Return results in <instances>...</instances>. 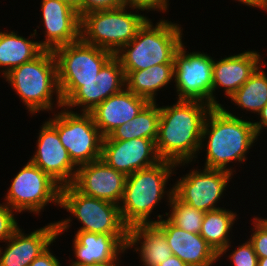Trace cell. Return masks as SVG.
Listing matches in <instances>:
<instances>
[{
  "label": "cell",
  "instance_id": "obj_27",
  "mask_svg": "<svg viewBox=\"0 0 267 266\" xmlns=\"http://www.w3.org/2000/svg\"><path fill=\"white\" fill-rule=\"evenodd\" d=\"M265 66V67H264ZM267 61L263 62L250 78L229 98L235 109L246 114H257L267 104ZM266 68V69H265ZM249 112V113H248Z\"/></svg>",
  "mask_w": 267,
  "mask_h": 266
},
{
  "label": "cell",
  "instance_id": "obj_15",
  "mask_svg": "<svg viewBox=\"0 0 267 266\" xmlns=\"http://www.w3.org/2000/svg\"><path fill=\"white\" fill-rule=\"evenodd\" d=\"M263 55L254 50H245L215 58L212 71V107H221V91L225 99L229 98L250 78L255 70L265 62ZM221 89V90H219ZM223 89V90H222ZM218 90V91H217ZM218 92V93H217Z\"/></svg>",
  "mask_w": 267,
  "mask_h": 266
},
{
  "label": "cell",
  "instance_id": "obj_30",
  "mask_svg": "<svg viewBox=\"0 0 267 266\" xmlns=\"http://www.w3.org/2000/svg\"><path fill=\"white\" fill-rule=\"evenodd\" d=\"M234 241L232 240L219 254L218 261L221 262L224 257L227 261L229 260L231 263L230 266H257L258 265V256L256 255L252 244L248 239L243 240L239 243L236 242V245L232 244ZM233 247V249H232ZM235 247V248H234ZM231 253H230V251ZM222 257V258H221Z\"/></svg>",
  "mask_w": 267,
  "mask_h": 266
},
{
  "label": "cell",
  "instance_id": "obj_29",
  "mask_svg": "<svg viewBox=\"0 0 267 266\" xmlns=\"http://www.w3.org/2000/svg\"><path fill=\"white\" fill-rule=\"evenodd\" d=\"M166 218L177 227L194 234H199L205 212L195 209L180 201L174 194L171 197Z\"/></svg>",
  "mask_w": 267,
  "mask_h": 266
},
{
  "label": "cell",
  "instance_id": "obj_10",
  "mask_svg": "<svg viewBox=\"0 0 267 266\" xmlns=\"http://www.w3.org/2000/svg\"><path fill=\"white\" fill-rule=\"evenodd\" d=\"M58 86L65 109L89 113L125 88V74L120 60L113 55L90 81H58Z\"/></svg>",
  "mask_w": 267,
  "mask_h": 266
},
{
  "label": "cell",
  "instance_id": "obj_38",
  "mask_svg": "<svg viewBox=\"0 0 267 266\" xmlns=\"http://www.w3.org/2000/svg\"><path fill=\"white\" fill-rule=\"evenodd\" d=\"M129 250L126 248L123 253H121L117 258L112 259L108 262H100V263H94L91 265H86V266H126L123 261L122 257L125 258V255L128 254ZM126 253V254H125ZM123 254V255H122ZM122 259V260H121ZM124 263V264H123Z\"/></svg>",
  "mask_w": 267,
  "mask_h": 266
},
{
  "label": "cell",
  "instance_id": "obj_12",
  "mask_svg": "<svg viewBox=\"0 0 267 266\" xmlns=\"http://www.w3.org/2000/svg\"><path fill=\"white\" fill-rule=\"evenodd\" d=\"M186 44L183 42L174 54V99L197 100L212 106L214 56L203 50L188 52Z\"/></svg>",
  "mask_w": 267,
  "mask_h": 266
},
{
  "label": "cell",
  "instance_id": "obj_21",
  "mask_svg": "<svg viewBox=\"0 0 267 266\" xmlns=\"http://www.w3.org/2000/svg\"><path fill=\"white\" fill-rule=\"evenodd\" d=\"M165 235L172 254L188 266H215L218 254L200 234L187 232L166 217L154 223Z\"/></svg>",
  "mask_w": 267,
  "mask_h": 266
},
{
  "label": "cell",
  "instance_id": "obj_41",
  "mask_svg": "<svg viewBox=\"0 0 267 266\" xmlns=\"http://www.w3.org/2000/svg\"><path fill=\"white\" fill-rule=\"evenodd\" d=\"M257 266H267V257L258 258V265Z\"/></svg>",
  "mask_w": 267,
  "mask_h": 266
},
{
  "label": "cell",
  "instance_id": "obj_23",
  "mask_svg": "<svg viewBox=\"0 0 267 266\" xmlns=\"http://www.w3.org/2000/svg\"><path fill=\"white\" fill-rule=\"evenodd\" d=\"M127 249L138 254L139 266H158L173 255L164 233L154 223L129 227Z\"/></svg>",
  "mask_w": 267,
  "mask_h": 266
},
{
  "label": "cell",
  "instance_id": "obj_5",
  "mask_svg": "<svg viewBox=\"0 0 267 266\" xmlns=\"http://www.w3.org/2000/svg\"><path fill=\"white\" fill-rule=\"evenodd\" d=\"M149 18L138 30L136 37L124 45L115 56L123 71L144 70L163 63H174V54L184 42L181 24L169 19Z\"/></svg>",
  "mask_w": 267,
  "mask_h": 266
},
{
  "label": "cell",
  "instance_id": "obj_17",
  "mask_svg": "<svg viewBox=\"0 0 267 266\" xmlns=\"http://www.w3.org/2000/svg\"><path fill=\"white\" fill-rule=\"evenodd\" d=\"M101 159L126 176L161 161L155 141L146 138L103 140Z\"/></svg>",
  "mask_w": 267,
  "mask_h": 266
},
{
  "label": "cell",
  "instance_id": "obj_2",
  "mask_svg": "<svg viewBox=\"0 0 267 266\" xmlns=\"http://www.w3.org/2000/svg\"><path fill=\"white\" fill-rule=\"evenodd\" d=\"M211 108L197 100H176L170 105H160L155 145L161 160L175 163L176 170L182 167L184 172L189 165L199 163L202 129Z\"/></svg>",
  "mask_w": 267,
  "mask_h": 266
},
{
  "label": "cell",
  "instance_id": "obj_22",
  "mask_svg": "<svg viewBox=\"0 0 267 266\" xmlns=\"http://www.w3.org/2000/svg\"><path fill=\"white\" fill-rule=\"evenodd\" d=\"M149 101L124 88L98 104L89 113L103 137L122 124L131 121Z\"/></svg>",
  "mask_w": 267,
  "mask_h": 266
},
{
  "label": "cell",
  "instance_id": "obj_24",
  "mask_svg": "<svg viewBox=\"0 0 267 266\" xmlns=\"http://www.w3.org/2000/svg\"><path fill=\"white\" fill-rule=\"evenodd\" d=\"M37 39V40H36ZM35 40V41H34ZM44 49L40 46L35 33L29 36L19 34L16 30L0 29V74L4 77L10 70L32 61Z\"/></svg>",
  "mask_w": 267,
  "mask_h": 266
},
{
  "label": "cell",
  "instance_id": "obj_31",
  "mask_svg": "<svg viewBox=\"0 0 267 266\" xmlns=\"http://www.w3.org/2000/svg\"><path fill=\"white\" fill-rule=\"evenodd\" d=\"M251 217H253L250 220L252 228H250L249 236L246 235V238L252 244L258 258H265L267 257V218L266 216L265 218L262 217L259 213Z\"/></svg>",
  "mask_w": 267,
  "mask_h": 266
},
{
  "label": "cell",
  "instance_id": "obj_33",
  "mask_svg": "<svg viewBox=\"0 0 267 266\" xmlns=\"http://www.w3.org/2000/svg\"><path fill=\"white\" fill-rule=\"evenodd\" d=\"M169 1L170 0H122V3L124 6L145 12V14L147 15V13L149 14L150 12L151 14H154L155 11L158 14H167L169 12V6L171 4V2L169 3Z\"/></svg>",
  "mask_w": 267,
  "mask_h": 266
},
{
  "label": "cell",
  "instance_id": "obj_26",
  "mask_svg": "<svg viewBox=\"0 0 267 266\" xmlns=\"http://www.w3.org/2000/svg\"><path fill=\"white\" fill-rule=\"evenodd\" d=\"M230 208V209H229ZM205 212L200 235L219 254L235 237H233L235 224H238L239 210L236 212L232 207ZM237 219V220H236ZM236 221V222H235ZM231 233V234H230Z\"/></svg>",
  "mask_w": 267,
  "mask_h": 266
},
{
  "label": "cell",
  "instance_id": "obj_18",
  "mask_svg": "<svg viewBox=\"0 0 267 266\" xmlns=\"http://www.w3.org/2000/svg\"><path fill=\"white\" fill-rule=\"evenodd\" d=\"M127 176L98 159L77 168L72 185L81 193L119 205Z\"/></svg>",
  "mask_w": 267,
  "mask_h": 266
},
{
  "label": "cell",
  "instance_id": "obj_37",
  "mask_svg": "<svg viewBox=\"0 0 267 266\" xmlns=\"http://www.w3.org/2000/svg\"><path fill=\"white\" fill-rule=\"evenodd\" d=\"M235 1V3L238 2L239 5L243 4V6L245 5V7L249 6V8L251 7L254 9H259L261 11H264L267 14V0H233Z\"/></svg>",
  "mask_w": 267,
  "mask_h": 266
},
{
  "label": "cell",
  "instance_id": "obj_19",
  "mask_svg": "<svg viewBox=\"0 0 267 266\" xmlns=\"http://www.w3.org/2000/svg\"><path fill=\"white\" fill-rule=\"evenodd\" d=\"M26 231L20 226L14 234L0 245V266H29L57 238L56 221Z\"/></svg>",
  "mask_w": 267,
  "mask_h": 266
},
{
  "label": "cell",
  "instance_id": "obj_14",
  "mask_svg": "<svg viewBox=\"0 0 267 266\" xmlns=\"http://www.w3.org/2000/svg\"><path fill=\"white\" fill-rule=\"evenodd\" d=\"M38 129L34 153L29 160L47 173L61 187L75 179L77 166L61 143L56 127L46 119Z\"/></svg>",
  "mask_w": 267,
  "mask_h": 266
},
{
  "label": "cell",
  "instance_id": "obj_32",
  "mask_svg": "<svg viewBox=\"0 0 267 266\" xmlns=\"http://www.w3.org/2000/svg\"><path fill=\"white\" fill-rule=\"evenodd\" d=\"M17 216L18 213L5 202L0 203V243L7 241L20 227Z\"/></svg>",
  "mask_w": 267,
  "mask_h": 266
},
{
  "label": "cell",
  "instance_id": "obj_40",
  "mask_svg": "<svg viewBox=\"0 0 267 266\" xmlns=\"http://www.w3.org/2000/svg\"><path fill=\"white\" fill-rule=\"evenodd\" d=\"M69 6H71L73 9H75L79 15H80V0H60Z\"/></svg>",
  "mask_w": 267,
  "mask_h": 266
},
{
  "label": "cell",
  "instance_id": "obj_9",
  "mask_svg": "<svg viewBox=\"0 0 267 266\" xmlns=\"http://www.w3.org/2000/svg\"><path fill=\"white\" fill-rule=\"evenodd\" d=\"M47 119L56 127L61 143L77 167L101 158L104 137L90 113L62 107Z\"/></svg>",
  "mask_w": 267,
  "mask_h": 266
},
{
  "label": "cell",
  "instance_id": "obj_25",
  "mask_svg": "<svg viewBox=\"0 0 267 266\" xmlns=\"http://www.w3.org/2000/svg\"><path fill=\"white\" fill-rule=\"evenodd\" d=\"M124 74L125 88L149 102H157L158 93L165 92L167 87L170 89L169 85H174V63L157 64L138 71H124Z\"/></svg>",
  "mask_w": 267,
  "mask_h": 266
},
{
  "label": "cell",
  "instance_id": "obj_35",
  "mask_svg": "<svg viewBox=\"0 0 267 266\" xmlns=\"http://www.w3.org/2000/svg\"><path fill=\"white\" fill-rule=\"evenodd\" d=\"M52 243L45 251H43L38 257H36L29 266H62L60 258L57 257L53 250H51Z\"/></svg>",
  "mask_w": 267,
  "mask_h": 266
},
{
  "label": "cell",
  "instance_id": "obj_16",
  "mask_svg": "<svg viewBox=\"0 0 267 266\" xmlns=\"http://www.w3.org/2000/svg\"><path fill=\"white\" fill-rule=\"evenodd\" d=\"M58 81H90L113 56L107 50L77 42L56 48Z\"/></svg>",
  "mask_w": 267,
  "mask_h": 266
},
{
  "label": "cell",
  "instance_id": "obj_34",
  "mask_svg": "<svg viewBox=\"0 0 267 266\" xmlns=\"http://www.w3.org/2000/svg\"><path fill=\"white\" fill-rule=\"evenodd\" d=\"M123 6L122 0H80V17L90 11L115 9Z\"/></svg>",
  "mask_w": 267,
  "mask_h": 266
},
{
  "label": "cell",
  "instance_id": "obj_11",
  "mask_svg": "<svg viewBox=\"0 0 267 266\" xmlns=\"http://www.w3.org/2000/svg\"><path fill=\"white\" fill-rule=\"evenodd\" d=\"M233 178L235 175L226 170L196 166L173 180V194L183 203L203 212L220 209L225 207L220 203L228 195L226 192H229Z\"/></svg>",
  "mask_w": 267,
  "mask_h": 266
},
{
  "label": "cell",
  "instance_id": "obj_1",
  "mask_svg": "<svg viewBox=\"0 0 267 266\" xmlns=\"http://www.w3.org/2000/svg\"><path fill=\"white\" fill-rule=\"evenodd\" d=\"M223 104L221 107H212L206 116L199 154L206 152L202 167L222 169L236 175L237 171L240 172L236 165L244 166L249 151L255 152L253 147L261 139L256 135L251 116H242L233 109L229 110L231 106Z\"/></svg>",
  "mask_w": 267,
  "mask_h": 266
},
{
  "label": "cell",
  "instance_id": "obj_4",
  "mask_svg": "<svg viewBox=\"0 0 267 266\" xmlns=\"http://www.w3.org/2000/svg\"><path fill=\"white\" fill-rule=\"evenodd\" d=\"M4 82L18 95L26 113L32 118L41 113H53L63 107L53 51L44 50L38 57L10 70ZM55 96V97H54Z\"/></svg>",
  "mask_w": 267,
  "mask_h": 266
},
{
  "label": "cell",
  "instance_id": "obj_7",
  "mask_svg": "<svg viewBox=\"0 0 267 266\" xmlns=\"http://www.w3.org/2000/svg\"><path fill=\"white\" fill-rule=\"evenodd\" d=\"M141 13L124 5L90 11L81 16L80 39L115 55L136 37L138 30L149 19V15Z\"/></svg>",
  "mask_w": 267,
  "mask_h": 266
},
{
  "label": "cell",
  "instance_id": "obj_20",
  "mask_svg": "<svg viewBox=\"0 0 267 266\" xmlns=\"http://www.w3.org/2000/svg\"><path fill=\"white\" fill-rule=\"evenodd\" d=\"M72 240L74 256H68L69 266H86L117 258L127 248L128 234L76 231Z\"/></svg>",
  "mask_w": 267,
  "mask_h": 266
},
{
  "label": "cell",
  "instance_id": "obj_13",
  "mask_svg": "<svg viewBox=\"0 0 267 266\" xmlns=\"http://www.w3.org/2000/svg\"><path fill=\"white\" fill-rule=\"evenodd\" d=\"M40 4V24L33 32L36 37L44 33L43 40L38 37L44 50L54 51L80 40L81 17L75 9L60 0H41ZM37 28H41L40 34Z\"/></svg>",
  "mask_w": 267,
  "mask_h": 266
},
{
  "label": "cell",
  "instance_id": "obj_39",
  "mask_svg": "<svg viewBox=\"0 0 267 266\" xmlns=\"http://www.w3.org/2000/svg\"><path fill=\"white\" fill-rule=\"evenodd\" d=\"M158 266H188V265L184 263L181 259H179L177 256L171 255L169 258L164 260Z\"/></svg>",
  "mask_w": 267,
  "mask_h": 266
},
{
  "label": "cell",
  "instance_id": "obj_6",
  "mask_svg": "<svg viewBox=\"0 0 267 266\" xmlns=\"http://www.w3.org/2000/svg\"><path fill=\"white\" fill-rule=\"evenodd\" d=\"M70 215L57 220V238L72 227L73 218L80 227L76 231L102 234H128L129 227L123 222L119 205L87 196L72 184L60 189V208ZM62 234V235H61Z\"/></svg>",
  "mask_w": 267,
  "mask_h": 266
},
{
  "label": "cell",
  "instance_id": "obj_36",
  "mask_svg": "<svg viewBox=\"0 0 267 266\" xmlns=\"http://www.w3.org/2000/svg\"><path fill=\"white\" fill-rule=\"evenodd\" d=\"M258 121L252 120L257 137L262 138L263 131L267 134V104L261 109L256 116Z\"/></svg>",
  "mask_w": 267,
  "mask_h": 266
},
{
  "label": "cell",
  "instance_id": "obj_3",
  "mask_svg": "<svg viewBox=\"0 0 267 266\" xmlns=\"http://www.w3.org/2000/svg\"><path fill=\"white\" fill-rule=\"evenodd\" d=\"M176 166L173 162L161 160L151 167L127 176L119 208L122 220L128 227L156 223L166 217V212L160 214L157 213L158 210H154L157 206L161 207L163 200L168 209L174 190V184L169 181L173 182L172 176L178 174Z\"/></svg>",
  "mask_w": 267,
  "mask_h": 266
},
{
  "label": "cell",
  "instance_id": "obj_28",
  "mask_svg": "<svg viewBox=\"0 0 267 266\" xmlns=\"http://www.w3.org/2000/svg\"><path fill=\"white\" fill-rule=\"evenodd\" d=\"M160 119V103L149 102L131 121L120 125L103 140L146 138L156 141Z\"/></svg>",
  "mask_w": 267,
  "mask_h": 266
},
{
  "label": "cell",
  "instance_id": "obj_8",
  "mask_svg": "<svg viewBox=\"0 0 267 266\" xmlns=\"http://www.w3.org/2000/svg\"><path fill=\"white\" fill-rule=\"evenodd\" d=\"M10 181L3 199L19 215L27 212L39 217L50 204L59 210L61 186L30 160Z\"/></svg>",
  "mask_w": 267,
  "mask_h": 266
}]
</instances>
